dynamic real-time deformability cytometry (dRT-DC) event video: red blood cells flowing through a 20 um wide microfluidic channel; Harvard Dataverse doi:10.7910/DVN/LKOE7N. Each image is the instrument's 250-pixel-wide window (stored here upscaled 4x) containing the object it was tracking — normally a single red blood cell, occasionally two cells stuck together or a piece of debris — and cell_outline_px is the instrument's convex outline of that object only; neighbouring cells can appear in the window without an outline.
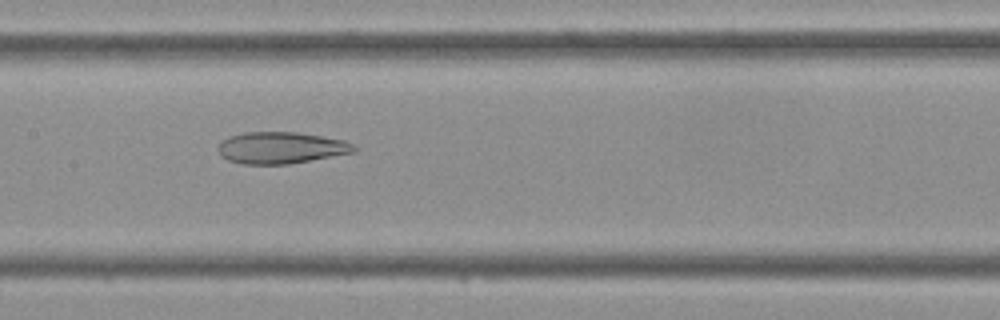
{"species": "Egyptian fruit bat (a non-hibernating species)", "species_latin": "Rousettus aegyptiacus", "temperature_condition": "cold", "stored_images_in_passage": 27, "camera_frame_rate_fps": 3000, "um_per_image_px": 0.085, "frame": {"image": 1, "passage_image": 8, "time_ms": 2.333, "image_size_px": [1000, 320], "cell_outline_px": [[356, 152], [288, 164], [244, 164], [228, 160], [220, 156], [216, 148], [224, 140], [232, 136], [244, 132], [296, 132], [344, 140], [352, 144], [356, 148]], "centroid_in_image_um": [23.87, 12.57], "position_along_channel_um": 183.5, "area_um2": 24.91}}
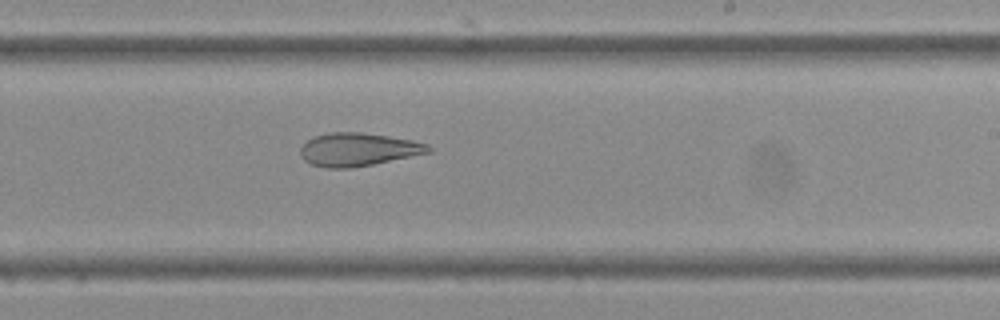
{"frame": {"image": 2, "passage_image": 13, "time_ms": 4.0, "image_size_px": [1000, 320], "cell_outline_px": [[432, 152], [372, 164], [348, 168], [324, 168], [312, 164], [304, 160], [300, 156], [300, 148], [312, 136], [328, 132], [360, 132], [388, 136], [412, 140], [428, 144], [432, 148]], "centroid_in_image_um": [30.42, 12.7], "position_along_channel_um": 258.6, "area_um2": 24.74}}
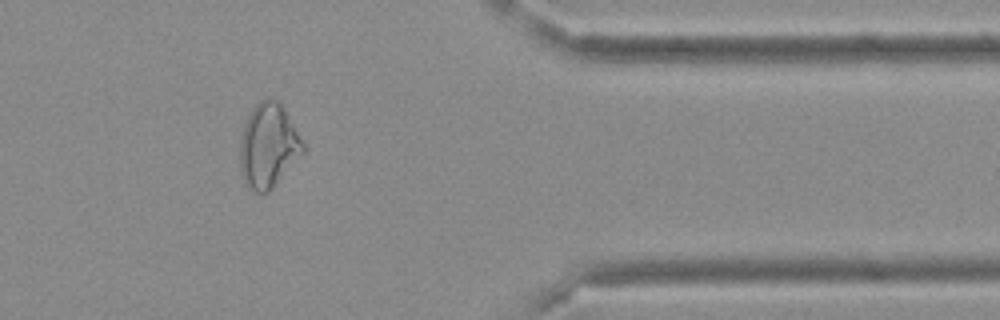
{"frame": {"image": 3, "passage_image": 23, "time_ms": 7.333, "image_size_px": [1000, 320], "cell_outline_px": [[304, 152], [268, 192], [256, 192], [244, 184], [240, 172], [240, 136], [244, 124], [252, 108], [260, 100], [268, 96], [280, 100], [304, 140]], "centroid_in_image_um": [22.81, 12.33], "position_along_channel_um": 388.6, "area_um2": 31.39}}